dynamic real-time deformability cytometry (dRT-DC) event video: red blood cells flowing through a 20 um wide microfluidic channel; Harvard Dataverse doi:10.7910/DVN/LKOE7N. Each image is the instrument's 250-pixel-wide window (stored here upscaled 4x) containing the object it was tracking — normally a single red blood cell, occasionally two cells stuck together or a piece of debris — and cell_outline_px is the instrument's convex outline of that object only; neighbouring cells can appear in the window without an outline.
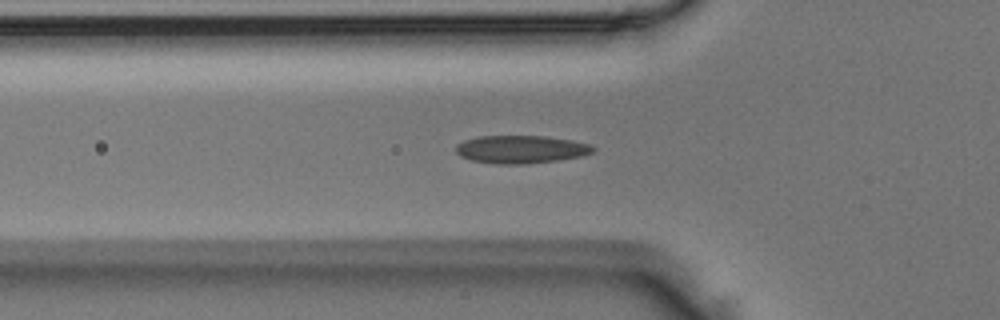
{"species": "Egyptian fruit bat (a non-hibernating species)", "species_latin": "Rousettus aegyptiacus", "temperature_condition": "room temperature", "stored_images_in_passage": 36, "camera_frame_rate_fps": 3000, "um_per_image_px": 0.085, "animal": {"sex": "male"}, "frame": {"image": 1, "passage_image": 2, "time_ms": 0.333, "image_size_px": [1000, 320], "cell_outline_px": [[596, 148], [592, 152], [580, 156], [556, 160], [524, 164], [496, 164], [472, 160], [460, 156], [456, 152], [456, 144], [464, 140], [476, 136], [544, 136], [572, 140], [592, 144]], "centroid_in_image_um": [44.26, 12.68], "position_along_channel_um": 81.5, "area_um2": 22.31}}
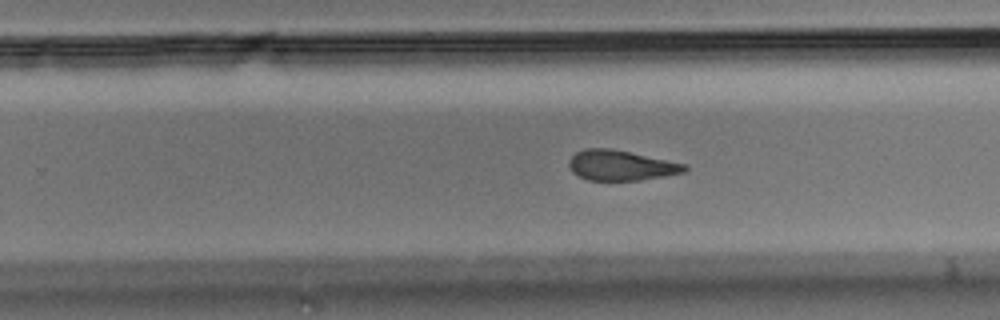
{"frame": {"image": 2, "passage_image": 17, "time_ms": 5.333, "image_size_px": [1000, 320], "cell_outline_px": [[688, 168], [684, 172], [664, 176], [640, 180], [588, 180], [572, 172], [568, 164], [568, 160], [576, 152], [584, 148], [608, 148], [688, 164]], "centroid_in_image_um": [52.77, 14.06], "position_along_channel_um": 277.0, "area_um2": 20.23}}
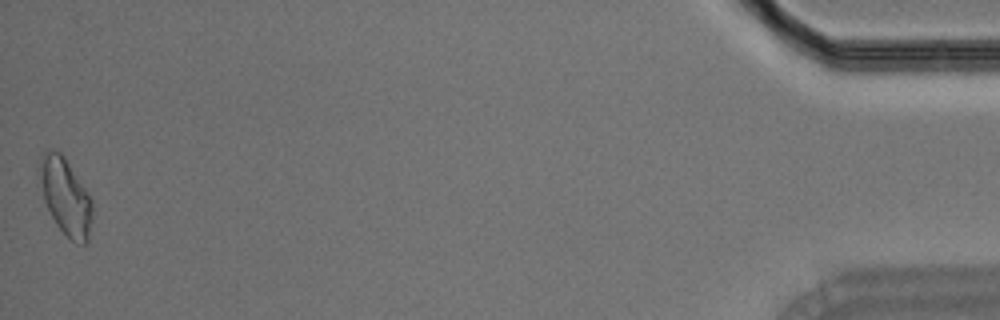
{"frame": {"image": 3, "passage_image": 36, "time_ms": 11.667, "image_size_px": [1000, 320], "cell_outline_px": [[92, 216], [88, 244], [76, 244], [56, 224], [44, 200], [36, 168], [44, 152], [60, 152], [64, 156], [88, 192], [92, 200]], "centroid_in_image_um": [5.57, 16.72], "position_along_channel_um": 429.6, "area_um2": 23.52}}